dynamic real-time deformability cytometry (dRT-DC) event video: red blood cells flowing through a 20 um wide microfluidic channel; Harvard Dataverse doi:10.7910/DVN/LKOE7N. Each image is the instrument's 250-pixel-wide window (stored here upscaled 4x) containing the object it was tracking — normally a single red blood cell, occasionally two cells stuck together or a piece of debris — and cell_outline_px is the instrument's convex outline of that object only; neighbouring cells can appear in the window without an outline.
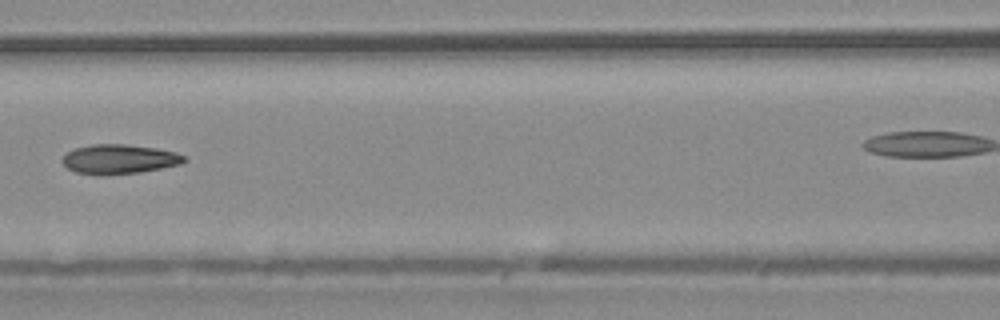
{"species": "common noctule bat (a hibernating species)", "species_latin": "Nyctalus noctula", "temperature_condition": "warm", "stored_images_in_passage": 7, "camera_frame_rate_fps": 3000, "um_per_image_px": 0.085, "animal": {"sex": "male", "body_mass_g": 20.4}, "frame": {"image": 1, "passage_image": 6, "time_ms": 1.667, "image_size_px": [1000, 320], "cell_outline_px": [[188, 160], [180, 164], [140, 172], [104, 176], [100, 176], [76, 172], [68, 168], [60, 160], [68, 152], [76, 148], [92, 144], [124, 144], [156, 148], [176, 152], [184, 156]], "centroid_in_image_um": [10.12, 13.54], "position_along_channel_um": 156.5, "area_um2": 20.98}}
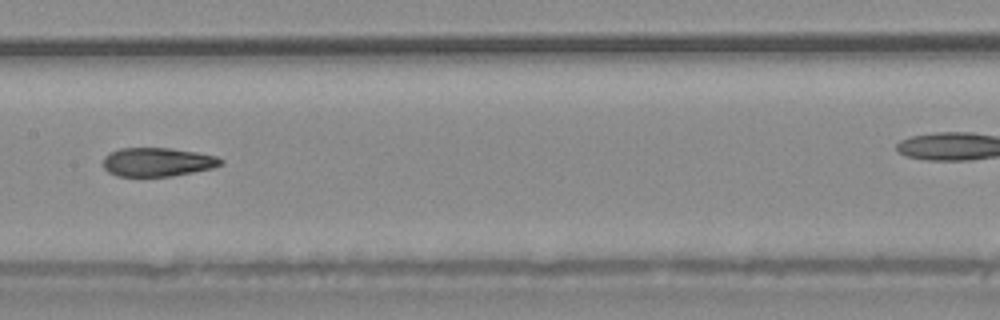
{"frame": {"image": 2, "passage_image": 7, "time_ms": 2.0, "image_size_px": [1000, 320], "cell_outline_px": [[224, 164], [212, 168], [172, 176], [116, 176], [108, 172], [104, 168], [104, 156], [108, 152], [120, 148], [172, 148], [196, 152], [216, 156], [224, 160]], "centroid_in_image_um": [13.38, 13.77], "position_along_channel_um": 194.0, "area_um2": 19.83}}